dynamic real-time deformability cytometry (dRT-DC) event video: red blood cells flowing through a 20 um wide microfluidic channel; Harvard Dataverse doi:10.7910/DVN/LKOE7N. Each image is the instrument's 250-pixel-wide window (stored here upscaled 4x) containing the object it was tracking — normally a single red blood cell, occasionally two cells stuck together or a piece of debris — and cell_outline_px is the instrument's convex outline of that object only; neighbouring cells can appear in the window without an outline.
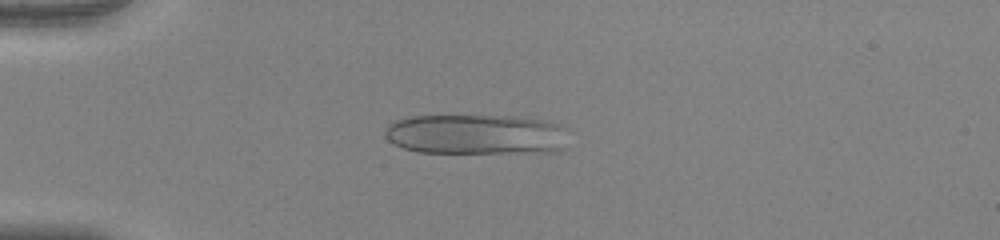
{"species": "human", "species_latin": "Homo sapiens", "temperature_condition": "warm", "stored_images_in_passage": 52, "camera_frame_rate_fps": 3000, "um_per_image_px": 0.085, "donor": {"sex": "female"}, "frame": {"image": 1, "passage_image": 14, "time_ms": 4.333, "image_size_px": [1000, 240], "cell_outline_px": [[568, 128], [564, 148], [556, 152], [420, 152], [404, 148], [392, 144], [384, 136], [384, 128], [388, 124], [404, 116], [524, 116], [560, 124]], "centroid_in_image_um": [40.48, 11.41], "position_along_channel_um": 44.5, "area_um2": 43.52}}
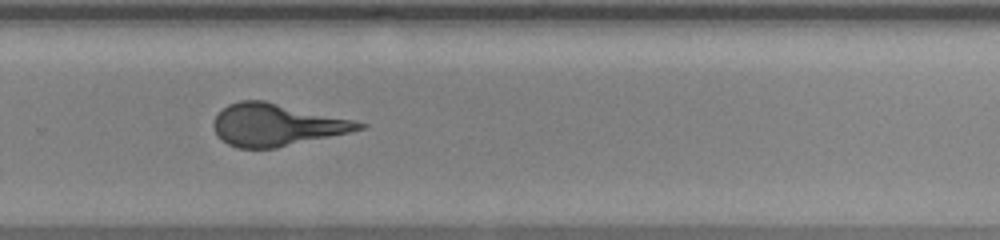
{"frame": {"image": 2, "passage_image": 36, "time_ms": 11.667, "image_size_px": [1000, 240], "cell_outline_px": [[368, 128], [276, 148], [240, 148], [228, 144], [220, 140], [212, 124], [216, 116], [228, 104], [240, 100], [264, 100], [352, 120], [368, 124]], "centroid_in_image_um": [23.49, 10.61], "position_along_channel_um": 306.3, "area_um2": 35.49}}
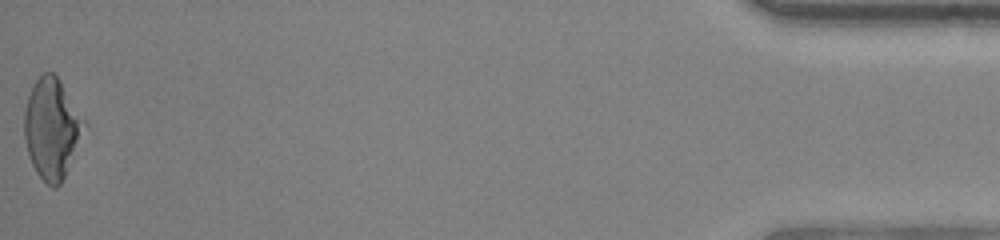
{"frame": {"image": 3, "passage_image": 52, "time_ms": 17.0, "image_size_px": [1000, 240], "cell_outline_px": [[88, 124], [64, 176], [60, 184], [56, 188], [52, 188], [36, 172], [32, 164], [28, 152], [24, 136], [24, 112], [28, 96], [36, 80], [44, 72], [52, 72], [60, 80], [88, 120]], "centroid_in_image_um": [4.44, 10.89], "position_along_channel_um": 430.8, "area_um2": 35.14}, "authors_computed_cell_mechanics": {"area_um2": 36.5296, "velocity_mm_per_s": 3.9846, "shape_relaxation_time_tau1_ms": 7.072, "shape_relaxation_time_tau2_ms": null, "deformation_change_tau1": 0.2535, "deformation_change_tau2": null}}